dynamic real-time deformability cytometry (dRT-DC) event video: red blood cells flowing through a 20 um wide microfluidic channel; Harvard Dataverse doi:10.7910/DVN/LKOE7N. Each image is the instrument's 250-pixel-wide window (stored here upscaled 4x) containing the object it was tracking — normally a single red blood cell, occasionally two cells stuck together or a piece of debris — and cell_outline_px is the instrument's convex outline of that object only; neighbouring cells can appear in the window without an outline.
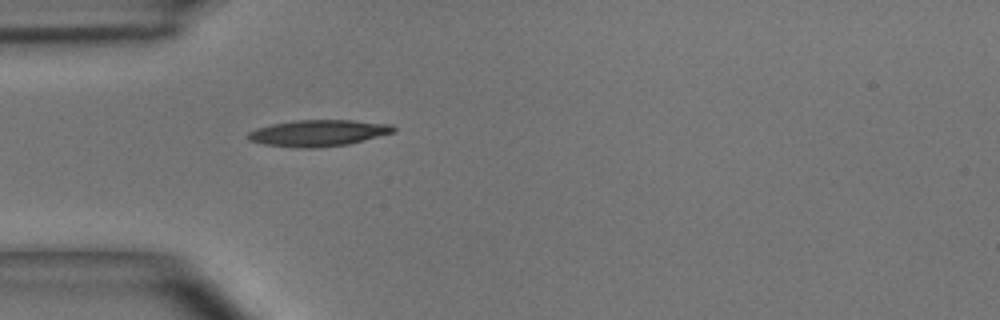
{"species": "common noctule bat (a hibernating species)", "species_latin": "Nyctalus noctula", "temperature_condition": "room temperature", "stored_images_in_passage": 1, "camera_frame_rate_fps": 3000, "um_per_image_px": 0.085, "animal": {"sex": "male", "body_mass_g": 15.6}, "frame": {"image": 1, "passage_image": 1, "time_ms": 0.0, "image_size_px": [1000, 320], "cell_outline_px": [[396, 132], [348, 144], [316, 148], [296, 148], [264, 144], [248, 140], [248, 132], [256, 128], [272, 124], [296, 120], [352, 120], [392, 124], [396, 128]], "centroid_in_image_um": [27.07, 11.31], "position_along_channel_um": 57.9, "area_um2": 22.48}}